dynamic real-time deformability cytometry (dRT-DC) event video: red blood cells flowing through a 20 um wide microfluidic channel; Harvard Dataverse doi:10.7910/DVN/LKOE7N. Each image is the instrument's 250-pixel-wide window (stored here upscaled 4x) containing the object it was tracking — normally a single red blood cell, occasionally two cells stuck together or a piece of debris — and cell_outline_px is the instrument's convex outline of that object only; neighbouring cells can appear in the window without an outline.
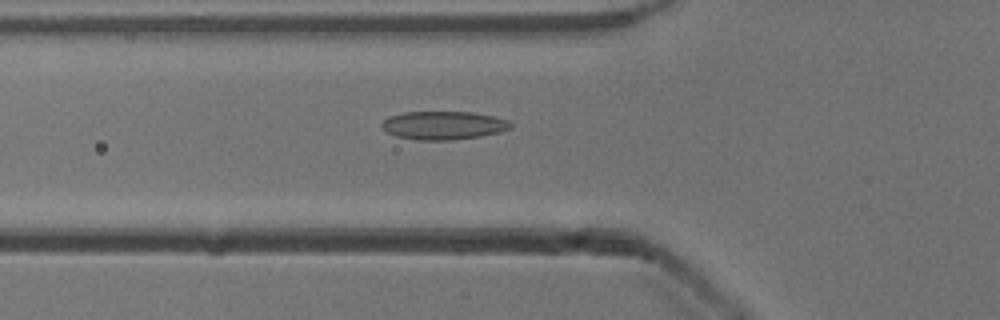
{"species": "common noctule bat (a hibernating species)", "species_latin": "Nyctalus noctula", "temperature_condition": "cold", "stored_images_in_passage": 40, "camera_frame_rate_fps": 3000, "um_per_image_px": 0.085, "animal": {"sex": "male", "body_mass_g": 13.3}, "frame": {"image": 1, "passage_image": 6, "time_ms": 1.667, "image_size_px": [1000, 320], "cell_outline_px": [[512, 128], [500, 132], [480, 136], [452, 140], [420, 140], [396, 136], [388, 132], [380, 124], [388, 116], [404, 112], [472, 112], [492, 116], [508, 120], [512, 124]], "centroid_in_image_um": [37.7, 10.65], "position_along_channel_um": 88.1, "area_um2": 21.21}}
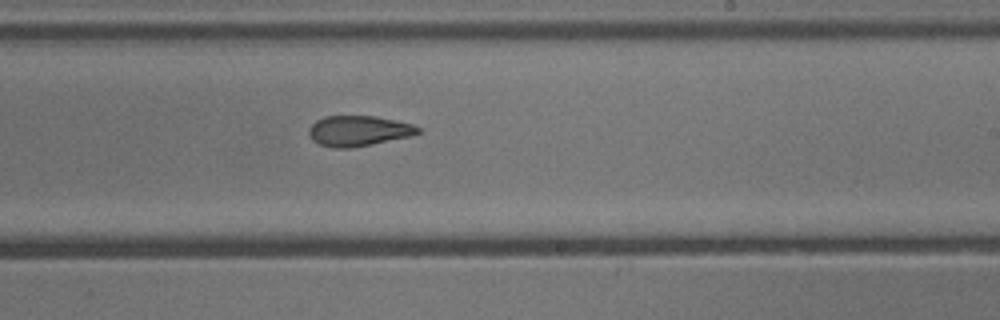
{"frame": {"image": 2, "passage_image": 19, "time_ms": 6.0, "image_size_px": [1000, 320], "cell_outline_px": [[420, 132], [408, 136], [372, 144], [348, 148], [332, 148], [320, 144], [312, 140], [308, 132], [308, 128], [316, 120], [324, 116], [376, 116], [412, 124], [420, 128]], "centroid_in_image_um": [30.42, 11.12], "position_along_channel_um": 258.6, "area_um2": 19.19}}
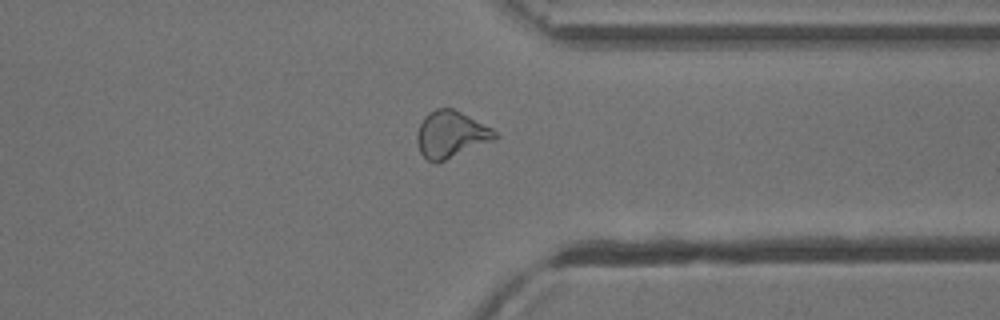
{"frame": {"image": 3, "passage_image": 28, "time_ms": 9.0, "image_size_px": [1000, 320], "cell_outline_px": [[496, 140], [436, 164], [428, 160], [420, 152], [416, 140], [416, 132], [424, 116], [428, 112], [436, 108], [452, 108], [492, 128], [496, 132]], "centroid_in_image_um": [38.31, 11.44], "position_along_channel_um": 373.1, "area_um2": 21.33}, "authors_computed_cell_mechanics": {"area_um2": 20.6057, "velocity_mm_per_s": 3.9186, "shape_relaxation_time_tau1_ms": null, "shape_relaxation_time_tau2_ms": 3.3294, "deformation_change_tau1": null, "deformation_change_tau2": 0.1098}}